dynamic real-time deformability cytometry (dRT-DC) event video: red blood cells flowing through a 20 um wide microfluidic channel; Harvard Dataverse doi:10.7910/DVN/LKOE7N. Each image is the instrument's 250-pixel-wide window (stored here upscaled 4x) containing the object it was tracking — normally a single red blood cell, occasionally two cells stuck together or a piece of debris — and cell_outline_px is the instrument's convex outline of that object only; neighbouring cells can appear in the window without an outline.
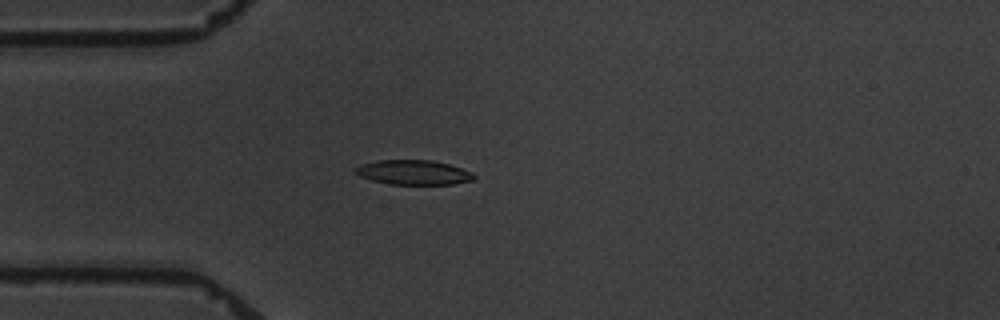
{"species": "common noctule bat (a hibernating species)", "species_latin": "Nyctalus noctula", "temperature_condition": "warm", "stored_images_in_passage": 5, "camera_frame_rate_fps": 3000, "um_per_image_px": 0.085, "animal": {"sex": "male", "body_mass_g": 19.5, "forearm_length_mm": 54.6}, "frame": {"image": 1, "passage_image": 5, "time_ms": 4.333, "image_size_px": [1000, 320], "cell_outline_px": [[476, 176], [472, 180], [452, 184], [388, 184], [372, 180], [360, 176], [352, 172], [352, 168], [360, 164], [380, 160], [432, 160], [448, 164], [472, 172]], "centroid_in_image_um": [35.08, 14.65], "position_along_channel_um": 49.9, "area_um2": 17.05}}